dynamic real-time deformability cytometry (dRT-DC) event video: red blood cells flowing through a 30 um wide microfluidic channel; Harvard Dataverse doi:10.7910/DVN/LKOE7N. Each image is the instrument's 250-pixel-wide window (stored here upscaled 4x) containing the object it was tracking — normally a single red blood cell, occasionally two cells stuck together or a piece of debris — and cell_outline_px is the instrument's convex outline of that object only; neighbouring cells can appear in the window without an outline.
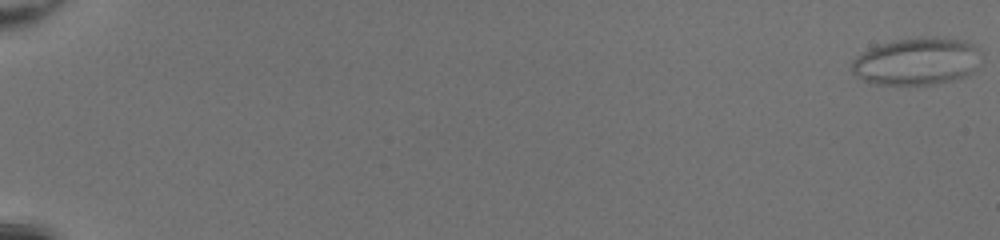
{"species": "common noctule bat (a hibernating species)", "species_latin": "Nyctalus noctula", "temperature_condition": "room temperature", "stored_images_in_passage": 52, "camera_frame_rate_fps": 3000, "um_per_image_px": 0.085, "animal": {"sex": "female", "body_mass_g": 20.0, "forearm_length_mm": 54.0}, "frame": {"image": 1, "passage_image": 1, "time_ms": 0.0, "image_size_px": [1000, 240], "cell_outline_px": [[980, 52], [976, 68], [968, 76], [952, 80], [932, 84], [872, 84], [856, 76], [852, 72], [852, 60], [860, 52], [868, 48], [880, 44], [896, 40], [920, 36], [936, 36], [964, 40], [980, 48]], "centroid_in_image_um": [77.92, 5.19], "position_along_channel_um": 7.1, "area_um2": 36.07}}
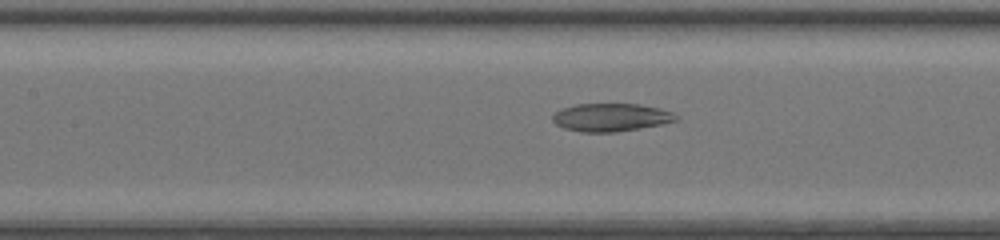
{"frame": {"image": 2, "passage_image": 27, "time_ms": 8.667, "image_size_px": [1000, 240], "cell_outline_px": [[680, 116], [676, 120], [660, 124], [640, 128], [616, 132], [580, 132], [564, 128], [556, 124], [552, 120], [552, 116], [560, 108], [576, 104], [640, 104], [660, 108], [672, 112]], "centroid_in_image_um": [51.91, 9.97], "position_along_channel_um": 155.5, "area_um2": 20.17}}
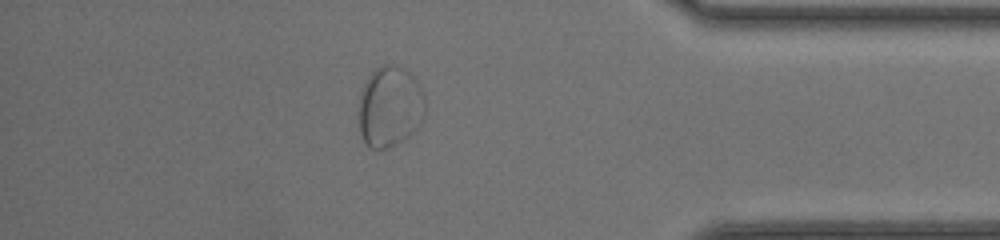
{"frame": {"image": 3, "passage_image": 46, "time_ms": 15.0, "image_size_px": [1000, 240], "cell_outline_px": [[424, 120], [408, 136], [388, 148], [368, 148], [364, 144], [360, 136], [360, 88], [368, 76], [380, 64], [392, 64], [408, 72], [420, 84], [424, 96]], "centroid_in_image_um": [33.12, 9.06], "position_along_channel_um": 402.1, "area_um2": 31.39}}